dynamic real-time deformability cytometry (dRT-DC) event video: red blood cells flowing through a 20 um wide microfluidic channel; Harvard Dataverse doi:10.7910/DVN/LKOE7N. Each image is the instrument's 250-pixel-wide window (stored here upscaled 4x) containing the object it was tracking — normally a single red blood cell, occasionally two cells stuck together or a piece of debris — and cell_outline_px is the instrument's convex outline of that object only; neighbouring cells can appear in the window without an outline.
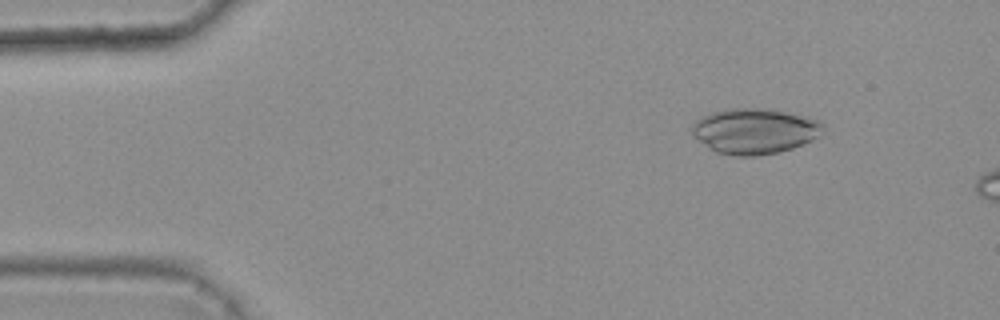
{"species": "common noctule bat (a hibernating species)", "species_latin": "Nyctalus noctula", "temperature_condition": "warm", "stored_images_in_passage": 3, "camera_frame_rate_fps": 3000, "um_per_image_px": 0.085, "animal": {"sex": "female", "body_mass_g": 25.1}, "frame": {"image": 1, "passage_image": 2, "time_ms": 0.333, "image_size_px": [1000, 320], "cell_outline_px": [[824, 124], [816, 136], [812, 140], [804, 144], [780, 152], [756, 156], [736, 156], [716, 152], [692, 136], [692, 124], [700, 116], [712, 112], [728, 108], [764, 108], [788, 112], [820, 120]], "centroid_in_image_um": [64.1, 11.13], "position_along_channel_um": 20.9, "area_um2": 34.8}}